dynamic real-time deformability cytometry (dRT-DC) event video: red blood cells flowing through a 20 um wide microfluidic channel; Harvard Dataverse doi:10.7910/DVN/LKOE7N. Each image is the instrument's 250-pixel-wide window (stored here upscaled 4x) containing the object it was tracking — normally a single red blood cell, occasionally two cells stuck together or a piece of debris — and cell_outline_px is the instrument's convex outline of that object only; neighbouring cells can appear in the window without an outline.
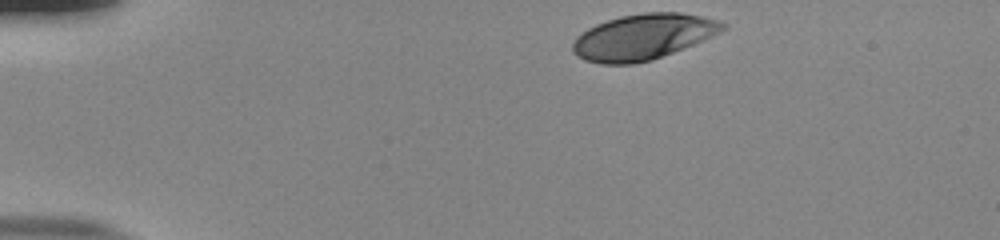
{"species": "human", "species_latin": "Homo sapiens", "temperature_condition": "room temperature", "stored_images_in_passage": 37, "camera_frame_rate_fps": 3000, "um_per_image_px": 0.085, "donor": {"sex": "male"}, "frame": {"image": 1, "passage_image": 1, "time_ms": 0.0, "image_size_px": [1000, 240], "cell_outline_px": [[728, 28], [712, 36], [684, 48], [652, 60], [632, 64], [600, 64], [584, 60], [576, 56], [572, 52], [572, 44], [576, 36], [588, 28], [596, 24], [620, 16], [644, 12], [680, 12], [720, 20], [728, 24]], "centroid_in_image_um": [54.66, 3.13], "position_along_channel_um": 30.3, "area_um2": 40.17}}
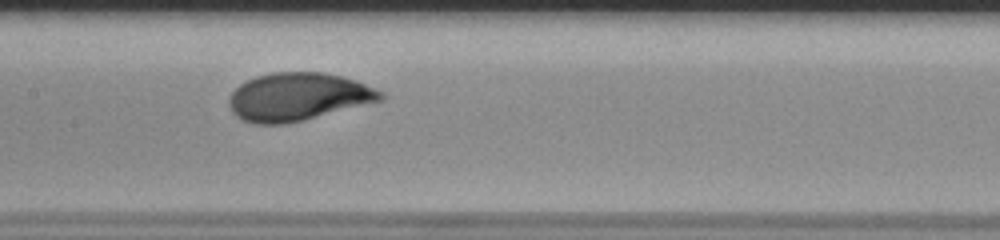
{"frame": {"image": 2, "passage_image": 19, "time_ms": 6.0, "image_size_px": [1000, 240], "cell_outline_px": [[384, 100], [284, 124], [252, 124], [240, 120], [232, 112], [228, 104], [228, 100], [232, 92], [240, 84], [256, 76], [272, 72], [324, 72], [356, 80], [384, 92]], "centroid_in_image_um": [25.31, 8.22], "position_along_channel_um": 182.1, "area_um2": 42.31}}
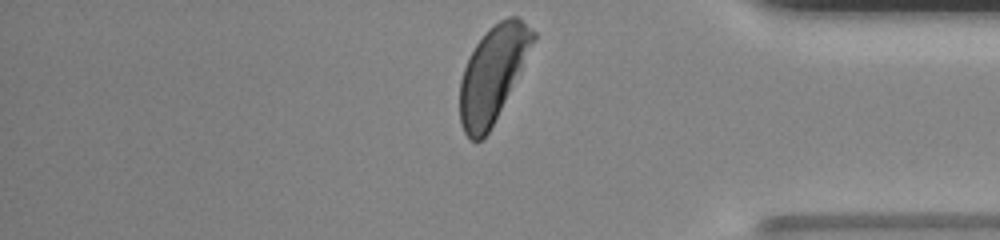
{"frame": {"image": 3, "passage_image": 37, "time_ms": 12.0, "image_size_px": [1000, 240], "cell_outline_px": [[536, 36], [488, 132], [480, 140], [472, 140], [464, 132], [460, 124], [460, 80], [464, 68], [476, 44], [488, 28], [500, 20], [508, 16], [516, 16], [536, 32]], "centroid_in_image_um": [41.84, 6.25], "position_along_channel_um": 393.4, "area_um2": 39.02}, "authors_computed_cell_mechanics": {"area_um2": 41.2692, "velocity_mm_per_s": 3.8055, "shape_relaxation_time_tau1_ms": 2.3238, "shape_relaxation_time_tau2_ms": null, "deformation_change_tau1": 0.1498, "deformation_change_tau2": null}}